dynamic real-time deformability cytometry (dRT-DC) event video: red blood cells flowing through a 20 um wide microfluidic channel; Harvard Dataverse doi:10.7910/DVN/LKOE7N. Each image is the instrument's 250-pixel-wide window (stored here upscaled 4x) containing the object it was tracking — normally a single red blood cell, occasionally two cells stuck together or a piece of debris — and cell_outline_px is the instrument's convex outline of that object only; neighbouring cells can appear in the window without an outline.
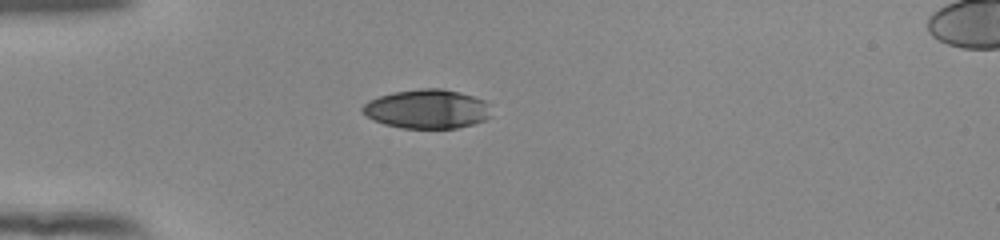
{"species": "human", "species_latin": "Homo sapiens", "temperature_condition": "room temperature", "stored_images_in_passage": 39, "camera_frame_rate_fps": 3000, "um_per_image_px": 0.085, "donor": {"sex": "female"}, "frame": {"image": 1, "passage_image": 1, "time_ms": 0.0, "image_size_px": [1000, 240], "cell_outline_px": [[492, 116], [484, 120], [472, 124], [456, 128], [400, 128], [384, 124], [372, 120], [360, 112], [360, 108], [368, 100], [392, 92], [420, 88], [440, 88], [460, 92], [484, 100], [488, 104]], "centroid_in_image_um": [36.26, 9.26], "position_along_channel_um": 48.7, "area_um2": 29.59}}
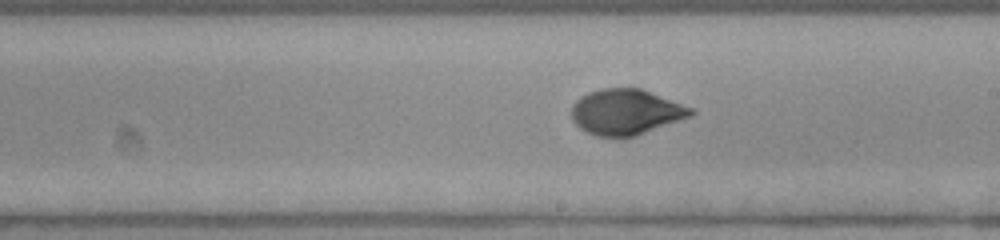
{"frame": {"image": 2, "passage_image": 17, "time_ms": 5.333, "image_size_px": [1000, 240], "cell_outline_px": [[696, 112], [688, 116], [636, 136], [620, 140], [596, 136], [580, 128], [572, 120], [572, 104], [580, 96], [588, 92], [600, 88], [640, 88], [692, 108]], "centroid_in_image_um": [53.13, 9.54], "position_along_channel_um": 235.9, "area_um2": 31.79}}
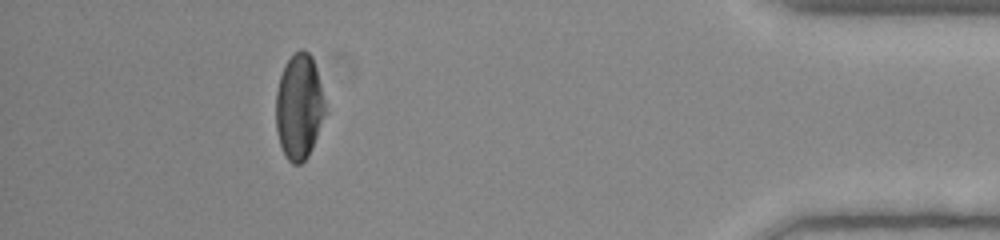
{"frame": {"image": 3, "passage_image": 34, "time_ms": 11.0, "image_size_px": [1000, 240], "cell_outline_px": [[328, 112], [312, 148], [308, 156], [300, 164], [292, 164], [288, 160], [280, 144], [276, 128], [276, 92], [280, 76], [284, 64], [300, 48], [304, 48], [312, 56], [316, 68]], "centroid_in_image_um": [25.45, 9.07], "position_along_channel_um": 409.8, "area_um2": 30.63}, "authors_computed_cell_mechanics": {"area_um2": 31.4432, "velocity_mm_per_s": 3.9077, "shape_relaxation_time_tau1_ms": 4.2237, "shape_relaxation_time_tau2_ms": 1.1787, "deformation_change_tau1": 0.188, "deformation_change_tau2": 0.0429}}